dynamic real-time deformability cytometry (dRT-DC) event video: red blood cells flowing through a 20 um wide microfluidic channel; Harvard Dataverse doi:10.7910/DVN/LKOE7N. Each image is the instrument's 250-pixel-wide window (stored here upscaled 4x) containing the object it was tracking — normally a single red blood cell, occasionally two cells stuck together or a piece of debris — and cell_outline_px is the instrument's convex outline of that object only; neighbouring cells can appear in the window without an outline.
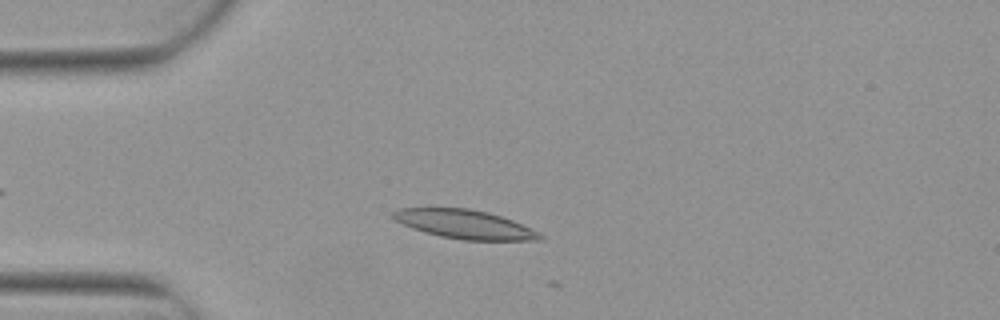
{"species": "Egyptian fruit bat (a non-hibernating species)", "species_latin": "Rousettus aegyptiacus", "temperature_condition": "warm", "stored_images_in_passage": 3, "camera_frame_rate_fps": 3000, "um_per_image_px": 0.085, "animal": {"sex": "female"}, "frame": {"image": 1, "passage_image": 2, "time_ms": 0.333, "image_size_px": [1000, 320], "cell_outline_px": [[544, 236], [540, 240], [464, 240], [440, 236], [424, 232], [412, 228], [396, 220], [392, 216], [392, 212], [400, 208], [468, 208], [488, 212], [512, 220]], "centroid_in_image_um": [39.46, 19.06], "position_along_channel_um": 45.5, "area_um2": 24.28}}